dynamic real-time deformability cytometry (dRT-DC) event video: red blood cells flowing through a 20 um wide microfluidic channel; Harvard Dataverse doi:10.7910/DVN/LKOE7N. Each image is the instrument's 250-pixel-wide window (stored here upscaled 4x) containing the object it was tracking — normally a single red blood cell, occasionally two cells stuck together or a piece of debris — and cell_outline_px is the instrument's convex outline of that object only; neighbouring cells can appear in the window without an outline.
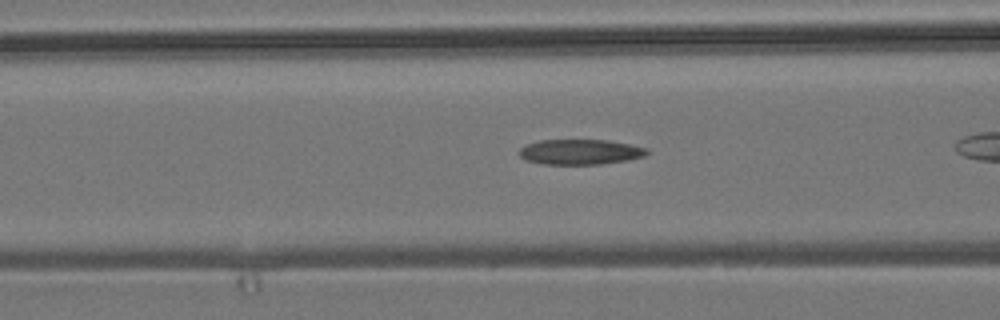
{"species": "common noctule bat (a hibernating species)", "species_latin": "Nyctalus noctula", "temperature_condition": "room temperature", "stored_images_in_passage": 11, "camera_frame_rate_fps": 3000, "um_per_image_px": 0.085, "animal": {"sex": "male", "body_mass_g": 19.2, "forearm_length_mm": 51.8}, "frame": {"image": 1, "passage_image": 5, "time_ms": 1.333, "image_size_px": [1000, 320], "cell_outline_px": [[648, 152], [644, 156], [628, 160], [600, 164], [544, 164], [524, 160], [520, 156], [520, 148], [524, 144], [540, 140], [608, 140], [648, 148]], "centroid_in_image_um": [49.29, 12.91], "position_along_channel_um": 117.3, "area_um2": 18.79}}
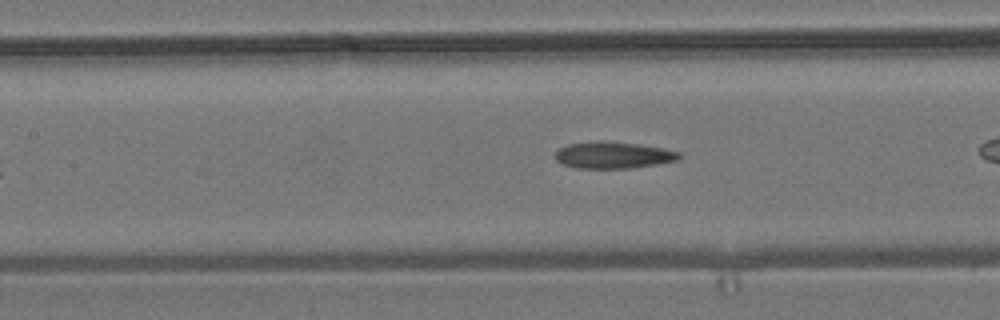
{"frame": {"image": 2, "passage_image": 8, "time_ms": 2.333, "image_size_px": [1000, 320], "cell_outline_px": [[680, 156], [676, 160], [656, 164], [632, 168], [576, 168], [564, 164], [556, 160], [556, 152], [560, 148], [568, 144], [596, 140], [604, 140], [636, 144], [664, 148], [680, 152]], "centroid_in_image_um": [52.11, 13.17], "position_along_channel_um": 155.3, "area_um2": 19.19}}